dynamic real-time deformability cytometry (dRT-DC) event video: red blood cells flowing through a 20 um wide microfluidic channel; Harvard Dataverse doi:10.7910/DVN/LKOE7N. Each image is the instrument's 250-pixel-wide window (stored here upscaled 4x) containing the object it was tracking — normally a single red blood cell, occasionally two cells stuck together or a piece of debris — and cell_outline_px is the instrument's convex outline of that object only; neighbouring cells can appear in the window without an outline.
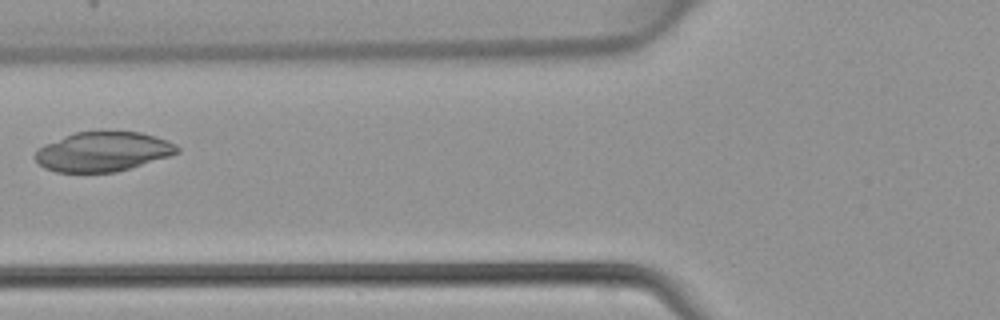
{"species": "common noctule bat (a hibernating species)", "species_latin": "Nyctalus noctula", "temperature_condition": "warm", "stored_images_in_passage": 5, "camera_frame_rate_fps": 3000, "um_per_image_px": 0.085, "animal": {"sex": "female", "body_mass_g": 22.7, "forearm_length_mm": 54.2}, "frame": {"image": 1, "passage_image": 5, "time_ms": 1.333, "image_size_px": [1000, 320], "cell_outline_px": [[180, 152], [172, 156], [116, 172], [56, 172], [44, 168], [36, 160], [36, 152], [44, 144], [76, 132], [100, 128], [140, 132], [156, 136], [176, 144], [180, 148]], "centroid_in_image_um": [8.8, 12.85], "position_along_channel_um": 117.0, "area_um2": 33.52}}